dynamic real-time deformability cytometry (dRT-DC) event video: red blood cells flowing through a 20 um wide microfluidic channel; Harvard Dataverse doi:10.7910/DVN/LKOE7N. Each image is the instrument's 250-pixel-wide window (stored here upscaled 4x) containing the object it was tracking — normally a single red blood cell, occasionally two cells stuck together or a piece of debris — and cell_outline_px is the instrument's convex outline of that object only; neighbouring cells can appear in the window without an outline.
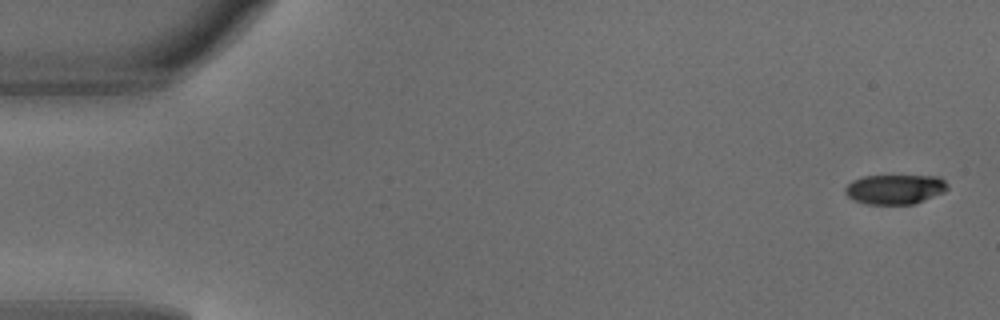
{"species": "common noctule bat (a hibernating species)", "species_latin": "Nyctalus noctula", "temperature_condition": "warm", "stored_images_in_passage": 4, "camera_frame_rate_fps": 3000, "um_per_image_px": 0.085, "animal": {"sex": "male", "body_mass_g": 18.8}, "frame": {"image": 1, "passage_image": 1, "time_ms": 0.0, "image_size_px": [1000, 320], "cell_outline_px": [[948, 188], [944, 192], [912, 204], [868, 204], [852, 200], [844, 192], [844, 188], [852, 180], [864, 176], [940, 176], [948, 184]], "centroid_in_image_um": [76.05, 16.08], "position_along_channel_um": 8.9, "area_um2": 17.69}}